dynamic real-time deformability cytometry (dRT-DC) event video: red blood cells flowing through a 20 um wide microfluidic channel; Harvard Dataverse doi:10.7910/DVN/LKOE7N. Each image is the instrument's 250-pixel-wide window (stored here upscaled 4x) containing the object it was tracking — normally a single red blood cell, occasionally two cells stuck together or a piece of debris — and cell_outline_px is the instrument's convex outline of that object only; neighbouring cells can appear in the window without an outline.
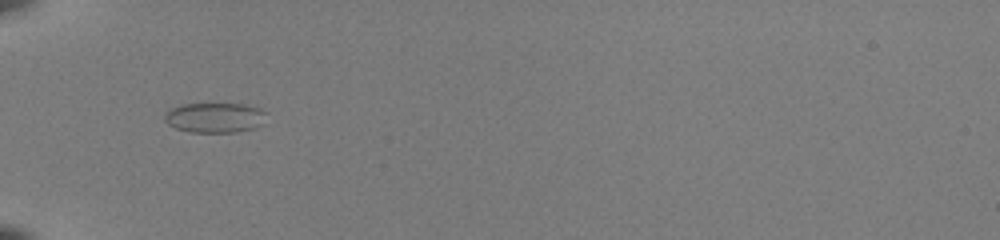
{"species": "common noctule bat (a hibernating species)", "species_latin": "Nyctalus noctula", "temperature_condition": "room temperature", "stored_images_in_passage": 34, "camera_frame_rate_fps": 3000, "um_per_image_px": 0.085, "animal": {"sex": "female", "body_mass_g": 22.0, "forearm_length_mm": 56.7}, "frame": {"image": 1, "passage_image": 1, "time_ms": 0.0, "image_size_px": [1000, 240], "cell_outline_px": [[264, 112], [260, 124], [256, 128], [236, 132], [192, 132], [176, 128], [168, 124], [164, 120], [164, 116], [172, 108], [184, 104], [240, 104], [256, 108]], "centroid_in_image_um": [18.2, 10.01], "position_along_channel_um": 66.8, "area_um2": 17.28}}
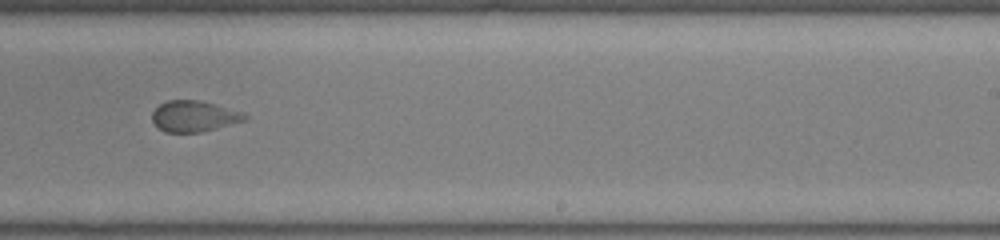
{"frame": {"image": 2, "passage_image": 17, "time_ms": 5.333, "image_size_px": [1000, 240], "cell_outline_px": [[248, 116], [244, 120], [216, 128], [200, 132], [164, 132], [152, 120], [152, 112], [160, 104], [168, 100], [200, 100], [240, 112]], "centroid_in_image_um": [16.44, 9.88], "position_along_channel_um": 272.6, "area_um2": 16.3}}
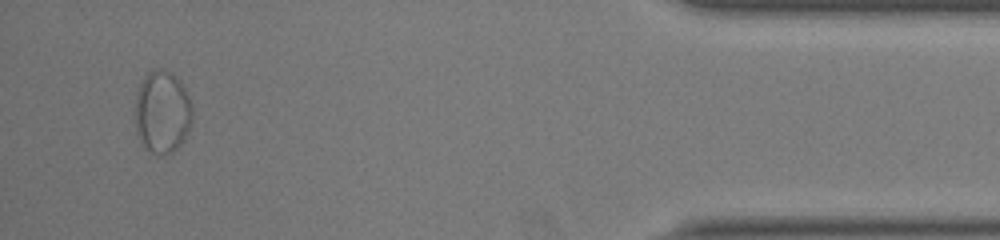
{"frame": {"image": 3, "passage_image": 32, "time_ms": 10.333, "image_size_px": [1000, 240], "cell_outline_px": [[192, 116], [184, 140], [172, 152], [152, 152], [144, 148], [136, 124], [136, 92], [144, 76], [148, 72], [156, 68], [160, 68], [172, 72], [180, 80], [188, 96], [192, 108]], "centroid_in_image_um": [13.8, 9.45], "position_along_channel_um": 421.4, "area_um2": 27.05}}